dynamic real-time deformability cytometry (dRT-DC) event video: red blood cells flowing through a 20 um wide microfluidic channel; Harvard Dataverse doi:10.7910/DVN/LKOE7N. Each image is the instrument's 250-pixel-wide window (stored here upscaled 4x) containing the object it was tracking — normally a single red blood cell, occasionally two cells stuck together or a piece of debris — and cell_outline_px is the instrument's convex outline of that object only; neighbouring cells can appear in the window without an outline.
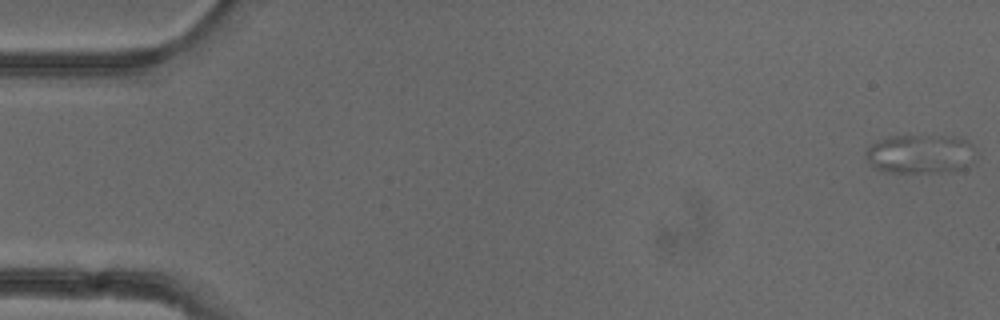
{"species": "common noctule bat (a hibernating species)", "species_latin": "Nyctalus noctula", "temperature_condition": "cold", "stored_images_in_passage": 13, "camera_frame_rate_fps": 3000, "um_per_image_px": 0.085, "animal": {"sex": "female"}, "frame": {"image": 1, "passage_image": 1, "time_ms": 0.0, "image_size_px": [1000, 320], "cell_outline_px": [[972, 160], [964, 168], [952, 172], [884, 172], [876, 168], [868, 160], [864, 152], [872, 144], [888, 136], [952, 136], [968, 140], [972, 144]], "centroid_in_image_um": [78.21, 13.09], "position_along_channel_um": 6.8, "area_um2": 24.85}}